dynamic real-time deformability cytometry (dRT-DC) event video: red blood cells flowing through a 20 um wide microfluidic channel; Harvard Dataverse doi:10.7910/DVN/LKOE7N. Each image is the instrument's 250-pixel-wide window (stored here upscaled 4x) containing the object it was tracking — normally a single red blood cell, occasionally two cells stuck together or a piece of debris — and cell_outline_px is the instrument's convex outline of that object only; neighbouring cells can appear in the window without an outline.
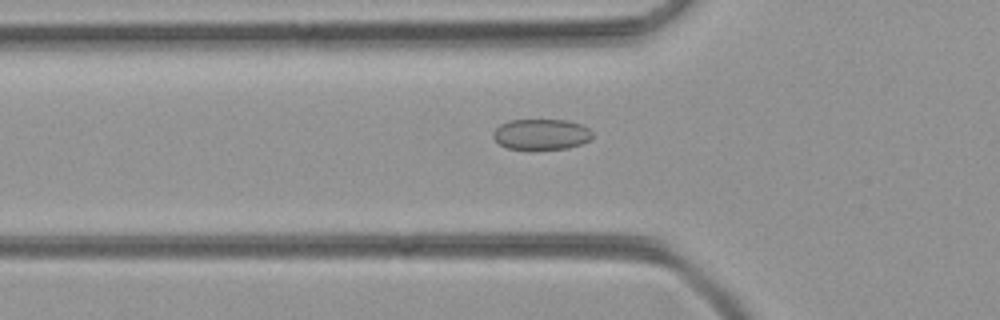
{"species": "common noctule bat (a hibernating species)", "species_latin": "Nyctalus noctula", "temperature_condition": "room temperature", "stored_images_in_passage": 51, "camera_frame_rate_fps": 3000, "um_per_image_px": 0.085, "animal": {"sex": "female", "body_mass_g": 21.9}, "frame": {"image": 1, "passage_image": 18, "time_ms": 5.667, "image_size_px": [1000, 320], "cell_outline_px": [[592, 136], [588, 140], [580, 144], [568, 148], [508, 148], [500, 144], [492, 136], [492, 132], [500, 124], [508, 120], [564, 120], [580, 124], [588, 128], [592, 132]], "centroid_in_image_um": [45.98, 11.39], "position_along_channel_um": 79.8, "area_um2": 17.4}}
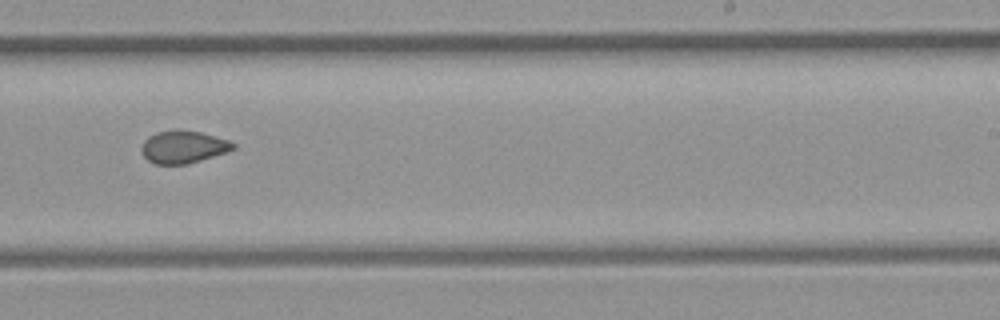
{"frame": {"image": 2, "passage_image": 32, "time_ms": 10.333, "image_size_px": [1000, 320], "cell_outline_px": [[236, 148], [228, 152], [200, 160], [184, 164], [156, 164], [148, 160], [144, 156], [140, 148], [144, 140], [148, 136], [156, 132], [176, 128], [200, 132], [228, 140], [236, 144]], "centroid_in_image_um": [15.57, 12.47], "position_along_channel_um": 273.4, "area_um2": 17.51}}
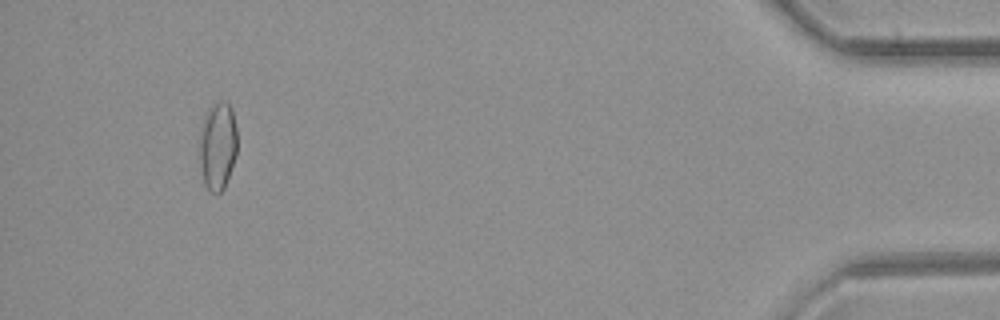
{"frame": {"image": 3, "passage_image": 48, "time_ms": 15.667, "image_size_px": [1000, 320], "cell_outline_px": [[236, 156], [224, 188], [216, 196], [204, 184], [200, 160], [200, 132], [208, 108], [220, 100], [228, 100], [232, 108], [236, 128]], "centroid_in_image_um": [18.52, 12.38], "position_along_channel_um": 416.7, "area_um2": 19.31}}